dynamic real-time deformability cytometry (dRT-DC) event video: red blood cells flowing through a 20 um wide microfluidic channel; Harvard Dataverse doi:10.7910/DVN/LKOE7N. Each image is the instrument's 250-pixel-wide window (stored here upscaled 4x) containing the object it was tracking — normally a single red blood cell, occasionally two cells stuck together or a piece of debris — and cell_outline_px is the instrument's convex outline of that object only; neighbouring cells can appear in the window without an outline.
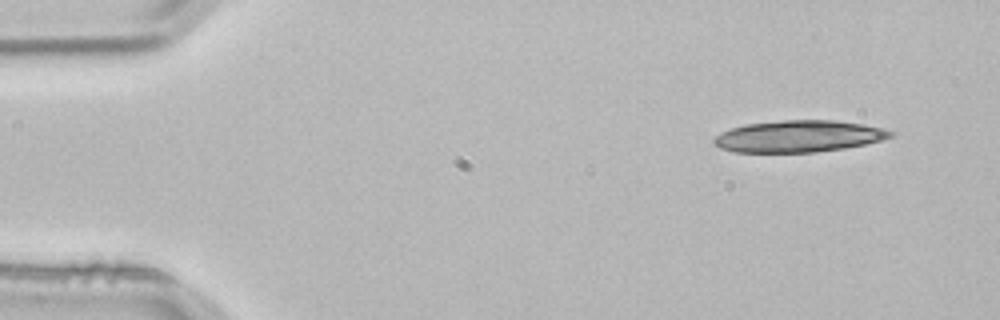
{"species": "common noctule bat (a hibernating species)", "species_latin": "Nyctalus noctula", "temperature_condition": "room temperature", "stored_images_in_passage": 3, "camera_frame_rate_fps": 3000, "um_per_image_px": 0.085, "animal": {"sex": "male", "body_mass_g": 21.5, "forearm_length_mm": 52.0}, "frame": {"image": 1, "passage_image": 1, "time_ms": 0.0, "image_size_px": [1000, 320], "cell_outline_px": [[892, 136], [880, 140], [864, 144], [844, 148], [816, 152], [736, 152], [720, 148], [712, 144], [712, 140], [716, 136], [732, 128], [744, 124], [784, 120], [832, 120], [860, 124], [880, 128], [892, 132]], "centroid_in_image_um": [67.82, 11.59], "position_along_channel_um": 17.2, "area_um2": 32.25}}